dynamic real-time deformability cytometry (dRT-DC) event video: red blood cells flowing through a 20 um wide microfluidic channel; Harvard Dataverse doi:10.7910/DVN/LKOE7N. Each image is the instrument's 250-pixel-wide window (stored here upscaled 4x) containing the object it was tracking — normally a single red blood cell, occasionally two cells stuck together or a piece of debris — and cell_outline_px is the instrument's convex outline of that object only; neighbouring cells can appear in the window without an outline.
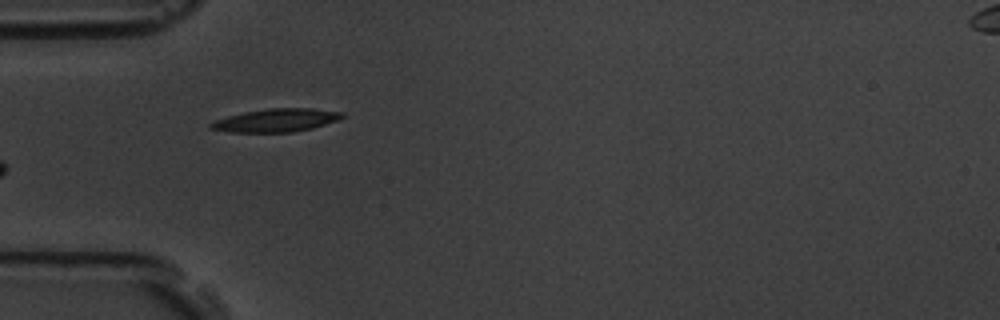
{"species": "common noctule bat (a hibernating species)", "species_latin": "Nyctalus noctula", "temperature_condition": "room temperature", "stored_images_in_passage": 10, "camera_frame_rate_fps": 3000, "um_per_image_px": 0.085, "animal": {"sex": "male", "body_mass_g": 19.5, "forearm_length_mm": 54.6}, "frame": {"image": 1, "passage_image": 5, "time_ms": 4.667, "image_size_px": [1000, 320], "cell_outline_px": [[344, 116], [336, 120], [312, 128], [292, 132], [232, 132], [208, 128], [208, 124], [212, 120], [244, 112], [268, 108], [312, 108], [344, 112]], "centroid_in_image_um": [23.43, 10.22], "position_along_channel_um": 61.6, "area_um2": 17.69}}
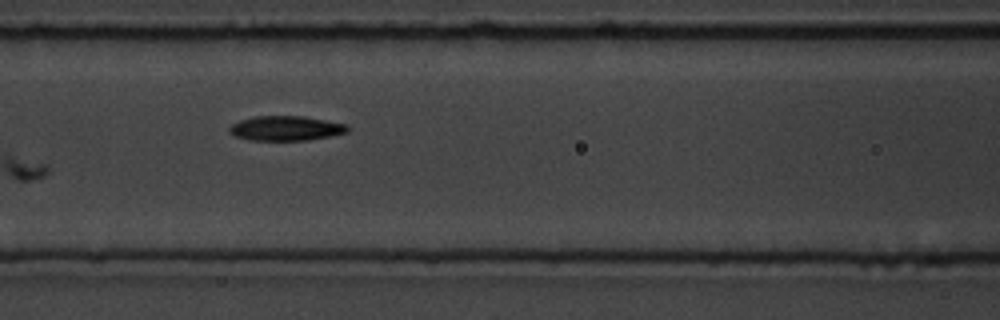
{"frame": {"image": 2, "passage_image": 7, "time_ms": 7.0, "image_size_px": [1000, 320], "cell_outline_px": [[348, 132], [308, 140], [252, 140], [236, 136], [228, 132], [228, 128], [232, 124], [240, 120], [256, 116], [304, 116], [348, 124]], "centroid_in_image_um": [24.3, 10.9], "position_along_channel_um": 142.3, "area_um2": 16.94}}